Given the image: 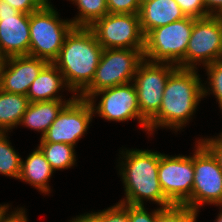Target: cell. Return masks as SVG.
<instances>
[{"label":"cell","mask_w":222,"mask_h":222,"mask_svg":"<svg viewBox=\"0 0 222 222\" xmlns=\"http://www.w3.org/2000/svg\"><path fill=\"white\" fill-rule=\"evenodd\" d=\"M199 76L197 69L179 67L170 74L159 112L148 122V134L158 127L177 132L189 123L204 98L203 85L207 84H202Z\"/></svg>","instance_id":"6da1fadb"},{"label":"cell","mask_w":222,"mask_h":222,"mask_svg":"<svg viewBox=\"0 0 222 222\" xmlns=\"http://www.w3.org/2000/svg\"><path fill=\"white\" fill-rule=\"evenodd\" d=\"M124 150L120 151L122 160L118 165L125 191V198L120 203L144 205L145 200L155 202L161 208L173 205L164 195L158 179L160 152Z\"/></svg>","instance_id":"7a4b0ae2"},{"label":"cell","mask_w":222,"mask_h":222,"mask_svg":"<svg viewBox=\"0 0 222 222\" xmlns=\"http://www.w3.org/2000/svg\"><path fill=\"white\" fill-rule=\"evenodd\" d=\"M102 51L103 47L89 27H73L66 35L53 64L75 95L78 96L91 83Z\"/></svg>","instance_id":"3957f363"},{"label":"cell","mask_w":222,"mask_h":222,"mask_svg":"<svg viewBox=\"0 0 222 222\" xmlns=\"http://www.w3.org/2000/svg\"><path fill=\"white\" fill-rule=\"evenodd\" d=\"M73 27L71 19L59 18L58 11L48 1L42 8L29 14V55L53 63Z\"/></svg>","instance_id":"277c9868"},{"label":"cell","mask_w":222,"mask_h":222,"mask_svg":"<svg viewBox=\"0 0 222 222\" xmlns=\"http://www.w3.org/2000/svg\"><path fill=\"white\" fill-rule=\"evenodd\" d=\"M194 18L185 17L151 30L145 36L143 57L152 63H169L185 68V54Z\"/></svg>","instance_id":"5b68a950"},{"label":"cell","mask_w":222,"mask_h":222,"mask_svg":"<svg viewBox=\"0 0 222 222\" xmlns=\"http://www.w3.org/2000/svg\"><path fill=\"white\" fill-rule=\"evenodd\" d=\"M143 51L144 49H103L91 83L78 97L88 99L98 91L133 82L137 67L144 60Z\"/></svg>","instance_id":"8992f818"},{"label":"cell","mask_w":222,"mask_h":222,"mask_svg":"<svg viewBox=\"0 0 222 222\" xmlns=\"http://www.w3.org/2000/svg\"><path fill=\"white\" fill-rule=\"evenodd\" d=\"M195 147L192 197L186 206L199 213L202 205H222V170L216 157L200 140Z\"/></svg>","instance_id":"52a82bcc"},{"label":"cell","mask_w":222,"mask_h":222,"mask_svg":"<svg viewBox=\"0 0 222 222\" xmlns=\"http://www.w3.org/2000/svg\"><path fill=\"white\" fill-rule=\"evenodd\" d=\"M89 28L103 49H144L145 36L139 14L108 13Z\"/></svg>","instance_id":"ba28073f"},{"label":"cell","mask_w":222,"mask_h":222,"mask_svg":"<svg viewBox=\"0 0 222 222\" xmlns=\"http://www.w3.org/2000/svg\"><path fill=\"white\" fill-rule=\"evenodd\" d=\"M222 60V16L194 18L193 29L185 54V68L198 69Z\"/></svg>","instance_id":"9c48e42d"},{"label":"cell","mask_w":222,"mask_h":222,"mask_svg":"<svg viewBox=\"0 0 222 222\" xmlns=\"http://www.w3.org/2000/svg\"><path fill=\"white\" fill-rule=\"evenodd\" d=\"M101 96L96 106L95 98ZM92 106L93 113L98 116L115 122H125L137 119L139 125L148 133V122L142 117L137 92L133 82L107 88L92 94L88 99Z\"/></svg>","instance_id":"30bf717a"},{"label":"cell","mask_w":222,"mask_h":222,"mask_svg":"<svg viewBox=\"0 0 222 222\" xmlns=\"http://www.w3.org/2000/svg\"><path fill=\"white\" fill-rule=\"evenodd\" d=\"M176 68L173 64L152 63L145 59L138 65L133 83L140 113L147 122L159 112L166 83Z\"/></svg>","instance_id":"8fae6325"},{"label":"cell","mask_w":222,"mask_h":222,"mask_svg":"<svg viewBox=\"0 0 222 222\" xmlns=\"http://www.w3.org/2000/svg\"><path fill=\"white\" fill-rule=\"evenodd\" d=\"M93 115L89 101L76 96L61 109L40 142L66 143L75 147L87 133Z\"/></svg>","instance_id":"7c38bea8"},{"label":"cell","mask_w":222,"mask_h":222,"mask_svg":"<svg viewBox=\"0 0 222 222\" xmlns=\"http://www.w3.org/2000/svg\"><path fill=\"white\" fill-rule=\"evenodd\" d=\"M158 179L164 195L173 205H186L192 197L193 156L160 153Z\"/></svg>","instance_id":"4fadbf2b"},{"label":"cell","mask_w":222,"mask_h":222,"mask_svg":"<svg viewBox=\"0 0 222 222\" xmlns=\"http://www.w3.org/2000/svg\"><path fill=\"white\" fill-rule=\"evenodd\" d=\"M47 64V61L30 55L5 58L0 71V89L27 95L29 87Z\"/></svg>","instance_id":"5bb4252c"},{"label":"cell","mask_w":222,"mask_h":222,"mask_svg":"<svg viewBox=\"0 0 222 222\" xmlns=\"http://www.w3.org/2000/svg\"><path fill=\"white\" fill-rule=\"evenodd\" d=\"M29 14L0 17V53L4 58L29 55Z\"/></svg>","instance_id":"9a60e30c"},{"label":"cell","mask_w":222,"mask_h":222,"mask_svg":"<svg viewBox=\"0 0 222 222\" xmlns=\"http://www.w3.org/2000/svg\"><path fill=\"white\" fill-rule=\"evenodd\" d=\"M175 0H150L141 4L140 25L144 36L157 27L185 18Z\"/></svg>","instance_id":"2e32d148"},{"label":"cell","mask_w":222,"mask_h":222,"mask_svg":"<svg viewBox=\"0 0 222 222\" xmlns=\"http://www.w3.org/2000/svg\"><path fill=\"white\" fill-rule=\"evenodd\" d=\"M66 87V88H65ZM68 86L60 70L53 64L48 63L33 81L27 92V98L30 102L65 100L58 95L59 91Z\"/></svg>","instance_id":"e0dca14e"},{"label":"cell","mask_w":222,"mask_h":222,"mask_svg":"<svg viewBox=\"0 0 222 222\" xmlns=\"http://www.w3.org/2000/svg\"><path fill=\"white\" fill-rule=\"evenodd\" d=\"M77 95L73 94L68 100H50L30 102L27 110L22 116L19 125L29 127L35 131L41 132V137L47 132L61 109Z\"/></svg>","instance_id":"ac0fdd59"},{"label":"cell","mask_w":222,"mask_h":222,"mask_svg":"<svg viewBox=\"0 0 222 222\" xmlns=\"http://www.w3.org/2000/svg\"><path fill=\"white\" fill-rule=\"evenodd\" d=\"M54 171L50 163L46 160L44 154L37 147L24 161L21 160V170L19 180L29 183L37 190L45 193H50L51 187L48 182ZM47 193V194H46Z\"/></svg>","instance_id":"d6986e66"},{"label":"cell","mask_w":222,"mask_h":222,"mask_svg":"<svg viewBox=\"0 0 222 222\" xmlns=\"http://www.w3.org/2000/svg\"><path fill=\"white\" fill-rule=\"evenodd\" d=\"M30 104L26 95L4 92L0 89V132L17 128Z\"/></svg>","instance_id":"ffe728a7"},{"label":"cell","mask_w":222,"mask_h":222,"mask_svg":"<svg viewBox=\"0 0 222 222\" xmlns=\"http://www.w3.org/2000/svg\"><path fill=\"white\" fill-rule=\"evenodd\" d=\"M38 148L50 163L53 171L68 169L75 165V147L66 143L40 142Z\"/></svg>","instance_id":"44dd1931"},{"label":"cell","mask_w":222,"mask_h":222,"mask_svg":"<svg viewBox=\"0 0 222 222\" xmlns=\"http://www.w3.org/2000/svg\"><path fill=\"white\" fill-rule=\"evenodd\" d=\"M77 6L79 14L72 19L74 27H90L109 13L106 0H69Z\"/></svg>","instance_id":"7402d4cb"},{"label":"cell","mask_w":222,"mask_h":222,"mask_svg":"<svg viewBox=\"0 0 222 222\" xmlns=\"http://www.w3.org/2000/svg\"><path fill=\"white\" fill-rule=\"evenodd\" d=\"M8 133L0 132V174L18 179L21 170L20 155L7 140Z\"/></svg>","instance_id":"603a6c76"},{"label":"cell","mask_w":222,"mask_h":222,"mask_svg":"<svg viewBox=\"0 0 222 222\" xmlns=\"http://www.w3.org/2000/svg\"><path fill=\"white\" fill-rule=\"evenodd\" d=\"M204 67L207 72V79L209 82L207 85L208 87L203 85V97L213 93L217 99L216 101L219 103V107L221 108L220 110H222V60L215 61Z\"/></svg>","instance_id":"cb8c5ba5"},{"label":"cell","mask_w":222,"mask_h":222,"mask_svg":"<svg viewBox=\"0 0 222 222\" xmlns=\"http://www.w3.org/2000/svg\"><path fill=\"white\" fill-rule=\"evenodd\" d=\"M198 212L193 211L186 205H171L159 207L156 222H196Z\"/></svg>","instance_id":"d4e9b609"},{"label":"cell","mask_w":222,"mask_h":222,"mask_svg":"<svg viewBox=\"0 0 222 222\" xmlns=\"http://www.w3.org/2000/svg\"><path fill=\"white\" fill-rule=\"evenodd\" d=\"M98 222H129L128 204L118 202L100 212L91 213Z\"/></svg>","instance_id":"484cf974"},{"label":"cell","mask_w":222,"mask_h":222,"mask_svg":"<svg viewBox=\"0 0 222 222\" xmlns=\"http://www.w3.org/2000/svg\"><path fill=\"white\" fill-rule=\"evenodd\" d=\"M109 13L139 14L141 3L139 0H106Z\"/></svg>","instance_id":"4316f807"},{"label":"cell","mask_w":222,"mask_h":222,"mask_svg":"<svg viewBox=\"0 0 222 222\" xmlns=\"http://www.w3.org/2000/svg\"><path fill=\"white\" fill-rule=\"evenodd\" d=\"M159 214V208L148 213L144 205L128 204L129 222H156Z\"/></svg>","instance_id":"83f0119b"},{"label":"cell","mask_w":222,"mask_h":222,"mask_svg":"<svg viewBox=\"0 0 222 222\" xmlns=\"http://www.w3.org/2000/svg\"><path fill=\"white\" fill-rule=\"evenodd\" d=\"M187 17L203 18L207 16L203 0H175Z\"/></svg>","instance_id":"f1b7e54d"},{"label":"cell","mask_w":222,"mask_h":222,"mask_svg":"<svg viewBox=\"0 0 222 222\" xmlns=\"http://www.w3.org/2000/svg\"><path fill=\"white\" fill-rule=\"evenodd\" d=\"M19 12L26 14L42 8L50 0H4Z\"/></svg>","instance_id":"f546056e"},{"label":"cell","mask_w":222,"mask_h":222,"mask_svg":"<svg viewBox=\"0 0 222 222\" xmlns=\"http://www.w3.org/2000/svg\"><path fill=\"white\" fill-rule=\"evenodd\" d=\"M216 157L219 166L222 170V132L219 136H215L214 138H204L199 139Z\"/></svg>","instance_id":"4dcf8cb0"},{"label":"cell","mask_w":222,"mask_h":222,"mask_svg":"<svg viewBox=\"0 0 222 222\" xmlns=\"http://www.w3.org/2000/svg\"><path fill=\"white\" fill-rule=\"evenodd\" d=\"M6 211L0 222H28L27 220V214L25 213V210L22 208H15V211L9 212L10 214L7 213Z\"/></svg>","instance_id":"1f68e13d"},{"label":"cell","mask_w":222,"mask_h":222,"mask_svg":"<svg viewBox=\"0 0 222 222\" xmlns=\"http://www.w3.org/2000/svg\"><path fill=\"white\" fill-rule=\"evenodd\" d=\"M207 16H222V0H203Z\"/></svg>","instance_id":"d6a6232c"},{"label":"cell","mask_w":222,"mask_h":222,"mask_svg":"<svg viewBox=\"0 0 222 222\" xmlns=\"http://www.w3.org/2000/svg\"><path fill=\"white\" fill-rule=\"evenodd\" d=\"M19 11L4 0H0V17L15 16Z\"/></svg>","instance_id":"836d02e7"},{"label":"cell","mask_w":222,"mask_h":222,"mask_svg":"<svg viewBox=\"0 0 222 222\" xmlns=\"http://www.w3.org/2000/svg\"><path fill=\"white\" fill-rule=\"evenodd\" d=\"M70 222H98L97 219L91 214V213H87V214H82L79 216H76V218H72V220H70Z\"/></svg>","instance_id":"e575fe53"},{"label":"cell","mask_w":222,"mask_h":222,"mask_svg":"<svg viewBox=\"0 0 222 222\" xmlns=\"http://www.w3.org/2000/svg\"><path fill=\"white\" fill-rule=\"evenodd\" d=\"M8 208H9V204H5V205L0 204V220L3 216V214L9 210Z\"/></svg>","instance_id":"d590c367"},{"label":"cell","mask_w":222,"mask_h":222,"mask_svg":"<svg viewBox=\"0 0 222 222\" xmlns=\"http://www.w3.org/2000/svg\"><path fill=\"white\" fill-rule=\"evenodd\" d=\"M222 207V205H221ZM216 221L214 222H222V210L219 212L217 219H215Z\"/></svg>","instance_id":"8d00e7d4"},{"label":"cell","mask_w":222,"mask_h":222,"mask_svg":"<svg viewBox=\"0 0 222 222\" xmlns=\"http://www.w3.org/2000/svg\"><path fill=\"white\" fill-rule=\"evenodd\" d=\"M4 57L1 55V53H0V71H1V67H2V65H3V62H4Z\"/></svg>","instance_id":"74e56055"},{"label":"cell","mask_w":222,"mask_h":222,"mask_svg":"<svg viewBox=\"0 0 222 222\" xmlns=\"http://www.w3.org/2000/svg\"><path fill=\"white\" fill-rule=\"evenodd\" d=\"M139 1L142 4V3H145V2L150 1V0H139Z\"/></svg>","instance_id":"f35d334b"}]
</instances>
